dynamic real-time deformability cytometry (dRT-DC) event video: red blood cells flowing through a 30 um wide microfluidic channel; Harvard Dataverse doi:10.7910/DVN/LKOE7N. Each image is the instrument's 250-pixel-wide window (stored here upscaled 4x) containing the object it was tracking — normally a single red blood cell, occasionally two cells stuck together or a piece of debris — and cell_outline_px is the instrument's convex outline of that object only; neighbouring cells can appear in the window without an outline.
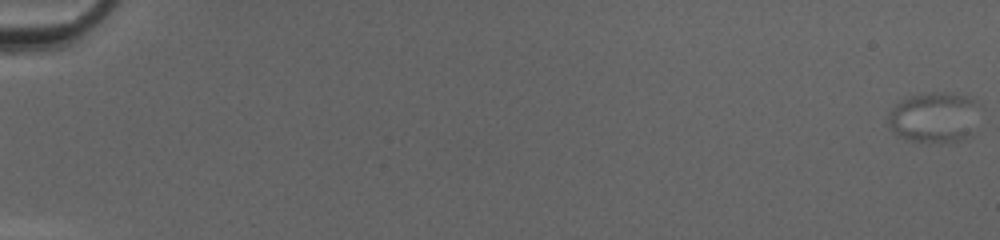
{"species": "common noctule bat (a hibernating species)", "species_latin": "Nyctalus noctula", "temperature_condition": "cold", "stored_images_in_passage": 54, "camera_frame_rate_fps": 3000, "um_per_image_px": 0.085, "animal": {"sex": "female", "body_mass_g": 20.0, "forearm_length_mm": 54.0}, "frame": {"image": 1, "passage_image": 1, "time_ms": 0.0, "image_size_px": [1000, 240], "cell_outline_px": [[980, 104], [972, 136], [968, 140], [928, 144], [908, 140], [896, 136], [884, 124], [888, 112], [900, 100], [912, 96], [932, 92], [944, 92], [968, 96], [976, 100]], "centroid_in_image_um": [79.38, 10.02], "position_along_channel_um": 5.6, "area_um2": 28.15}}
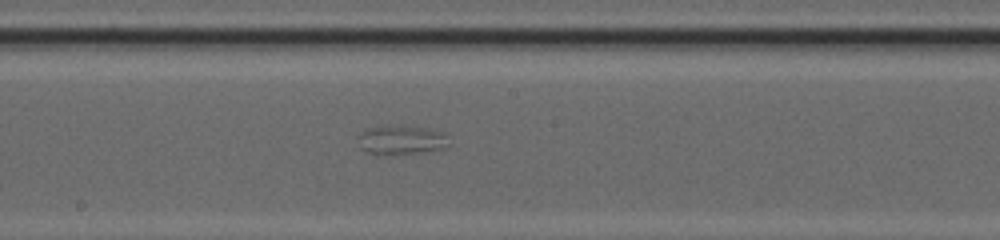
{"frame": {"image": 2, "passage_image": 32, "time_ms": 10.333, "image_size_px": [1000, 240], "cell_outline_px": [[448, 148], [432, 152], [396, 156], [392, 156], [368, 152], [360, 148], [360, 136], [368, 128], [424, 128], [444, 132], [448, 144]], "centroid_in_image_um": [34.21, 11.99], "position_along_channel_um": 214.0, "area_um2": 15.09}}
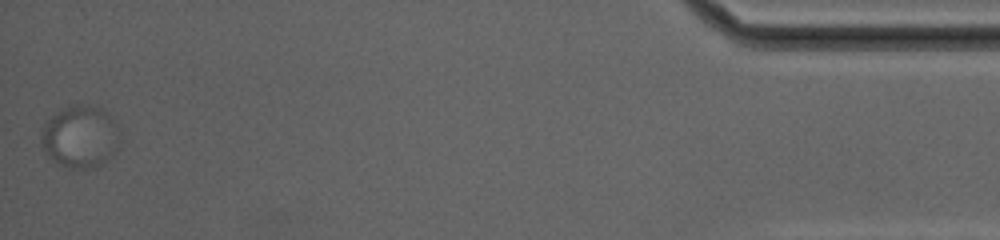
{"frame": {"image": 3, "passage_image": 54, "time_ms": 17.667, "image_size_px": [1000, 240], "cell_outline_px": [[120, 144], [96, 168], [68, 168], [60, 164], [44, 152], [40, 148], [40, 136], [44, 124], [52, 116], [72, 104], [80, 104], [100, 108], [112, 116], [120, 128]], "centroid_in_image_um": [6.82, 11.61], "position_along_channel_um": 428.4, "area_um2": 28.55}}